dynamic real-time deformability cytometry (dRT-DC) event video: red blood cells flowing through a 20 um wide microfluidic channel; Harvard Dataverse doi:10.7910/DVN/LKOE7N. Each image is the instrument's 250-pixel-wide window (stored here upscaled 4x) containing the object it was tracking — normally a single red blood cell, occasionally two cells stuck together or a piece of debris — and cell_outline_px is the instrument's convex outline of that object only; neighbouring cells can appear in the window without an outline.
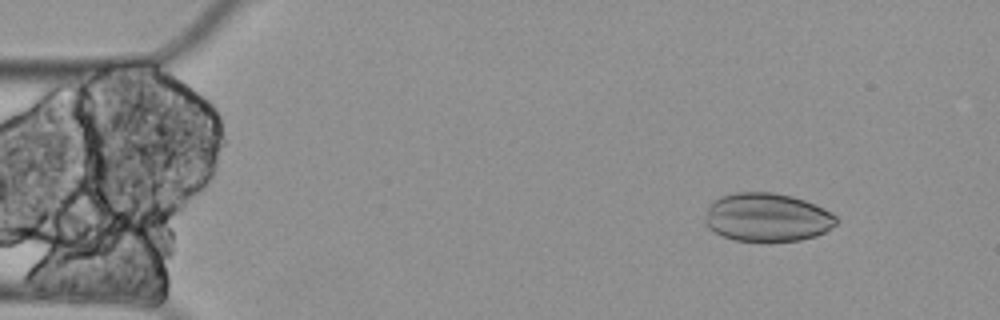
{"species": "Egyptian fruit bat (a non-hibernating species)", "species_latin": "Rousettus aegyptiacus", "temperature_condition": "cold", "stored_images_in_passage": 4, "camera_frame_rate_fps": 3000, "um_per_image_px": 0.085, "animal": {"sex": "female"}, "frame": {"image": 1, "passage_image": 1, "time_ms": 0.0, "image_size_px": [1000, 320], "cell_outline_px": [[840, 220], [836, 224], [824, 232], [816, 236], [800, 240], [736, 240], [724, 236], [708, 228], [704, 220], [708, 208], [712, 200], [720, 196], [736, 192], [772, 192], [792, 196], [804, 200], [824, 208], [832, 212]], "centroid_in_image_um": [65.22, 18.45], "position_along_channel_um": 19.8, "area_um2": 36.93}}